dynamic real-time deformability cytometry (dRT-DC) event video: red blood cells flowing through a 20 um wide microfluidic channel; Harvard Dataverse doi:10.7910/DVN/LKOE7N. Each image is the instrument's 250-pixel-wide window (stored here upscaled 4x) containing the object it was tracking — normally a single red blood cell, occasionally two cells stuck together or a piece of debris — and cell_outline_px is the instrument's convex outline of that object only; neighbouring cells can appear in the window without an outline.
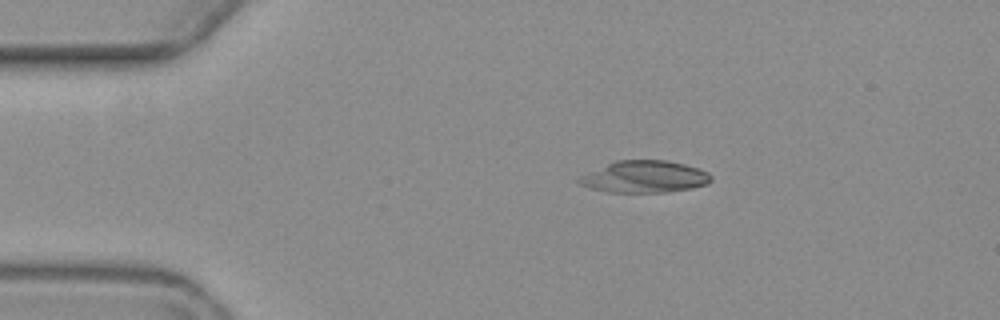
{"species": "common noctule bat (a hibernating species)", "species_latin": "Nyctalus noctula", "temperature_condition": "warm", "stored_images_in_passage": 4, "camera_frame_rate_fps": 3000, "um_per_image_px": 0.085, "animal": {"sex": "female", "body_mass_g": 19.3, "forearm_length_mm": 54.1}, "frame": {"image": 1, "passage_image": 1, "time_ms": 0.0, "image_size_px": [1000, 320], "cell_outline_px": [[712, 180], [708, 184], [692, 188], [668, 192], [608, 192], [588, 188], [580, 184], [576, 180], [580, 176], [588, 172], [616, 160], [668, 160], [700, 168], [708, 172], [712, 176]], "centroid_in_image_um": [54.8, 15.02], "position_along_channel_um": 30.2, "area_um2": 24.74}}
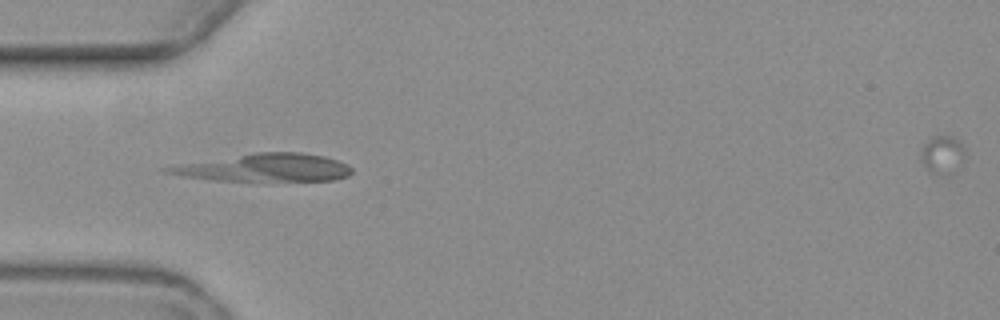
{"frame": {"image": 2, "passage_image": 3, "time_ms": 2.333, "image_size_px": [1000, 320], "cell_outline_px": [[352, 172], [348, 176], [336, 180], [208, 180], [180, 176], [164, 172], [160, 168], [256, 152], [300, 152], [324, 156], [348, 164], [352, 168]], "centroid_in_image_um": [22.52, 14.25], "position_along_channel_um": 62.5, "area_um2": 29.42}}
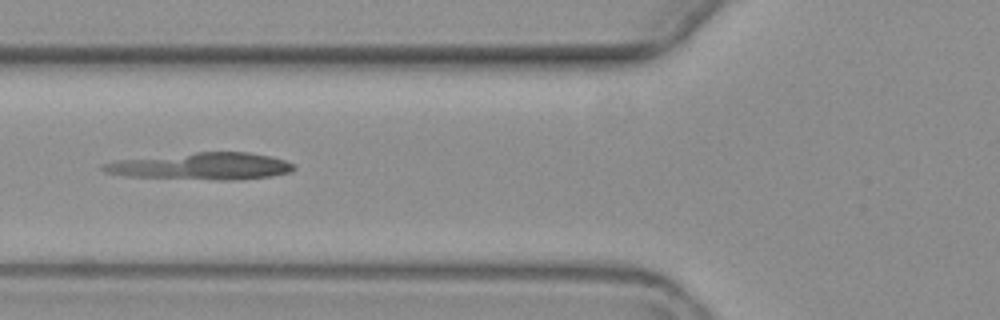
{"frame": {"image": 3, "passage_image": 4, "time_ms": 3.667, "image_size_px": [1000, 320], "cell_outline_px": [[296, 168], [292, 172], [272, 176], [240, 180], [212, 180], [124, 176], [104, 172], [100, 168], [100, 164], [116, 160], [196, 152], [248, 152], [268, 156], [284, 160], [296, 164]], "centroid_in_image_um": [17.13, 14.14], "position_along_channel_um": 108.7, "area_um2": 30.29}}